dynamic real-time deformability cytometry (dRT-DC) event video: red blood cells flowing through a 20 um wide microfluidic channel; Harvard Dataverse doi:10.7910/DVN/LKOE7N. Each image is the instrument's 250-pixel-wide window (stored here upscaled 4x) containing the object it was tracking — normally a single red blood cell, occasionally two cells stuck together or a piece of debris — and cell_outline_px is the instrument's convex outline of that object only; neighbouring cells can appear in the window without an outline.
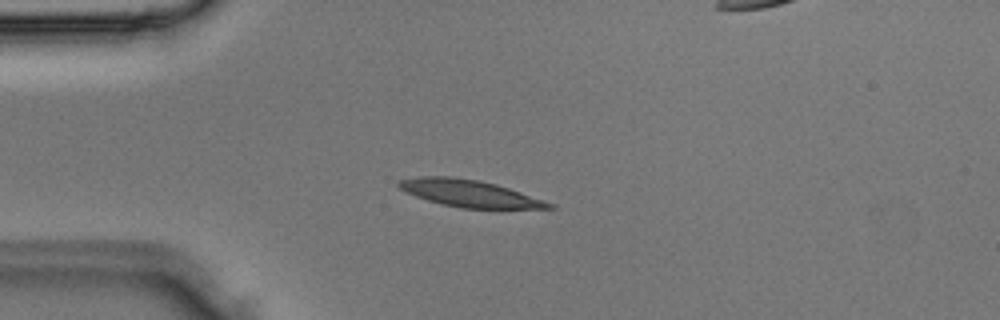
{"species": "Egyptian fruit bat (a non-hibernating species)", "species_latin": "Rousettus aegyptiacus", "temperature_condition": "room temperature", "stored_images_in_passage": 4, "camera_frame_rate_fps": 3000, "um_per_image_px": 0.085, "animal": {"sex": "male"}, "frame": {"image": 1, "passage_image": 3, "time_ms": 0.667, "image_size_px": [1000, 320], "cell_outline_px": [[556, 208], [460, 208], [440, 204], [416, 196], [400, 188], [396, 184], [396, 180], [420, 176], [452, 176], [480, 180], [496, 184], [556, 204]], "centroid_in_image_um": [39.88, 16.43], "position_along_channel_um": 45.1, "area_um2": 23.58}}